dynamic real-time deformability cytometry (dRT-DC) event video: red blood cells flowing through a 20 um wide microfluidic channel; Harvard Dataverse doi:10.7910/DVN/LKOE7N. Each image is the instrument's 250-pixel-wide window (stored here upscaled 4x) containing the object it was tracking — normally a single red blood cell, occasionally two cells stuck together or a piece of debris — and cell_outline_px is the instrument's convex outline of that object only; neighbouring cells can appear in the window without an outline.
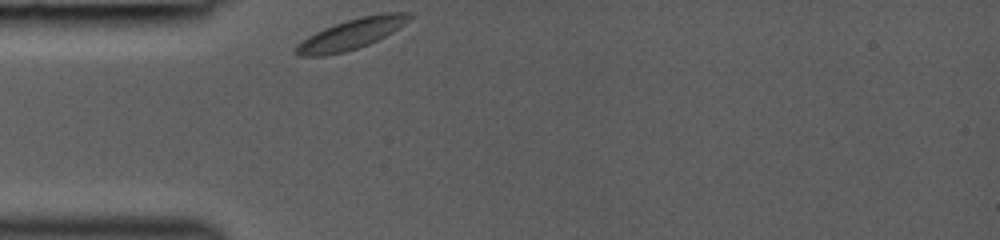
{"species": "common noctule bat (a hibernating species)", "species_latin": "Nyctalus noctula", "temperature_condition": "room temperature", "stored_images_in_passage": 26, "camera_frame_rate_fps": 3000, "um_per_image_px": 0.085, "animal": {"sex": "female", "body_mass_g": 19.0, "forearm_length_mm": 53.3}, "frame": {"image": 1, "passage_image": 1, "time_ms": 0.0, "image_size_px": [1000, 240], "cell_outline_px": [[412, 16], [408, 20], [392, 32], [368, 44], [344, 52], [324, 56], [300, 56], [296, 52], [296, 44], [308, 36], [324, 28], [360, 16], [384, 12], [412, 12]], "centroid_in_image_um": [29.86, 2.88], "position_along_channel_um": 55.1, "area_um2": 19.77}}
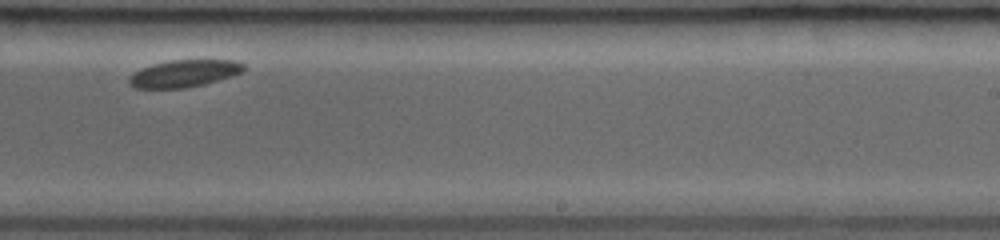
{"frame": {"image": 2, "passage_image": 16, "time_ms": 5.667, "image_size_px": [1000, 240], "cell_outline_px": [[244, 72], [232, 76], [204, 84], [184, 88], [136, 88], [128, 84], [128, 76], [132, 72], [140, 68], [152, 64], [172, 60], [232, 60], [244, 64]], "centroid_in_image_um": [15.6, 6.24], "position_along_channel_um": 273.4, "area_um2": 18.26}}
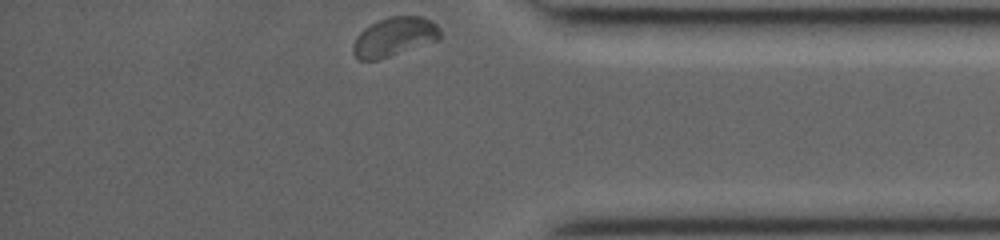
{"frame": {"image": 3, "passage_image": 26, "time_ms": 9.0, "image_size_px": [1000, 240], "cell_outline_px": [[440, 40], [376, 60], [356, 60], [352, 52], [352, 44], [356, 36], [364, 28], [388, 16], [424, 16], [432, 20], [440, 28]], "centroid_in_image_um": [33.51, 3.13], "position_along_channel_um": 401.7, "area_um2": 20.0}}